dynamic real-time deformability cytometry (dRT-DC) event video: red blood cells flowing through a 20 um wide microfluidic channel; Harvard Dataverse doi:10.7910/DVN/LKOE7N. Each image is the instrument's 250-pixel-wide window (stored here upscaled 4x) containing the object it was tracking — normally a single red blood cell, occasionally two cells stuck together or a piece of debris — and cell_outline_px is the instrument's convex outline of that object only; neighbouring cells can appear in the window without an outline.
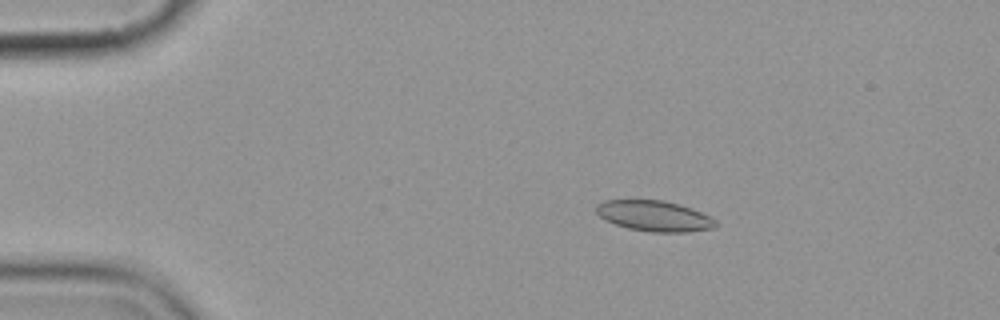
{"species": "common noctule bat (a hibernating species)", "species_latin": "Nyctalus noctula", "temperature_condition": "cold", "stored_images_in_passage": 4, "camera_frame_rate_fps": 3000, "um_per_image_px": 0.085, "animal": {"sex": "female", "body_mass_g": 19.9}, "frame": {"image": 1, "passage_image": 2, "time_ms": 1.333, "image_size_px": [1000, 320], "cell_outline_px": [[716, 224], [712, 228], [688, 232], [652, 232], [628, 228], [604, 220], [596, 212], [596, 204], [604, 200], [664, 200], [680, 204], [692, 208], [716, 220]], "centroid_in_image_um": [55.59, 18.35], "position_along_channel_um": 29.4, "area_um2": 21.27}}